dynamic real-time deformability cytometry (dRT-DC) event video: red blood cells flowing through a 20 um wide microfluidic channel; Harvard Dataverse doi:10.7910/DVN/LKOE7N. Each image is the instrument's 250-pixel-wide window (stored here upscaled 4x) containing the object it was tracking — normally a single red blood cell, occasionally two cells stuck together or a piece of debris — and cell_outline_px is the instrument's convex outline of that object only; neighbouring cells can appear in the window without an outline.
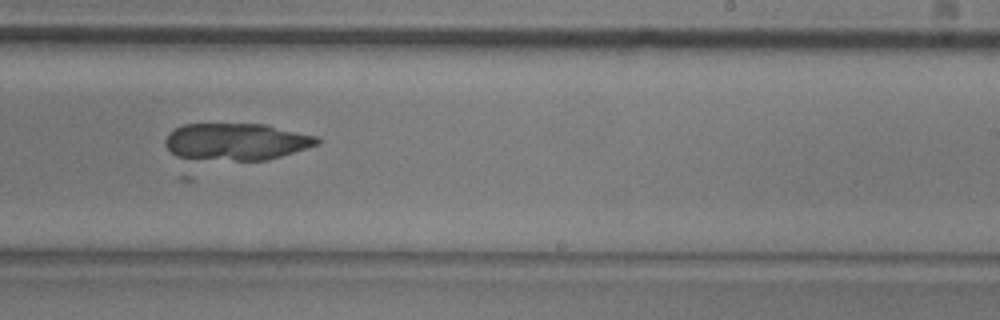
{"species": "common noctule bat (a hibernating species)", "species_latin": "Nyctalus noctula", "temperature_condition": "room temperature", "stored_images_in_passage": 52, "camera_frame_rate_fps": 3000, "um_per_image_px": 0.085, "animal": {"sex": "male", "body_mass_g": 20.5, "forearm_length_mm": 52.5}, "frame": {"image": 1, "passage_image": 31, "time_ms": 10.0, "image_size_px": [1000, 320], "cell_outline_px": [[320, 144], [268, 160], [184, 160], [176, 156], [164, 144], [164, 140], [168, 132], [184, 124], [268, 124], [316, 136], [320, 140]], "centroid_in_image_um": [20.05, 12.05], "position_along_channel_um": 269.0, "area_um2": 33.29}}